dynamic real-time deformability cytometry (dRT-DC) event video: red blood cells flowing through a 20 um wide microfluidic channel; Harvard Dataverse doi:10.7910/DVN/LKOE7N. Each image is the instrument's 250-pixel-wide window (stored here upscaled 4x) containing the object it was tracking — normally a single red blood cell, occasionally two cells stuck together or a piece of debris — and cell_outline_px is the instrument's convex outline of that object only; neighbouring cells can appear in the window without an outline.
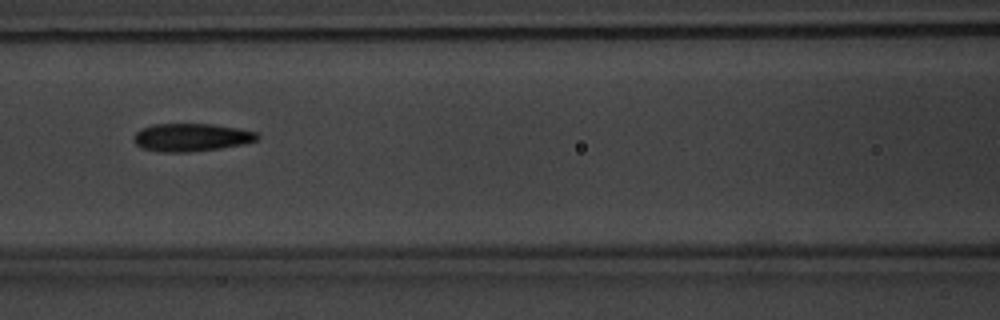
{"species": "common noctule bat (a hibernating species)", "species_latin": "Nyctalus noctula", "temperature_condition": "warm", "stored_images_in_passage": 3, "camera_frame_rate_fps": 3000, "um_per_image_px": 0.085, "animal": {"sex": "male", "body_mass_g": 20.1, "forearm_length_mm": 53.5}, "frame": {"image": 1, "passage_image": 3, "time_ms": 2.333, "image_size_px": [1000, 320], "cell_outline_px": [[260, 136], [256, 140], [244, 144], [220, 148], [188, 152], [160, 152], [140, 148], [132, 140], [132, 136], [140, 128], [152, 124], [212, 124], [236, 128], [256, 132]], "centroid_in_image_um": [16.19, 11.68], "position_along_channel_um": 150.4, "area_um2": 20.23}}